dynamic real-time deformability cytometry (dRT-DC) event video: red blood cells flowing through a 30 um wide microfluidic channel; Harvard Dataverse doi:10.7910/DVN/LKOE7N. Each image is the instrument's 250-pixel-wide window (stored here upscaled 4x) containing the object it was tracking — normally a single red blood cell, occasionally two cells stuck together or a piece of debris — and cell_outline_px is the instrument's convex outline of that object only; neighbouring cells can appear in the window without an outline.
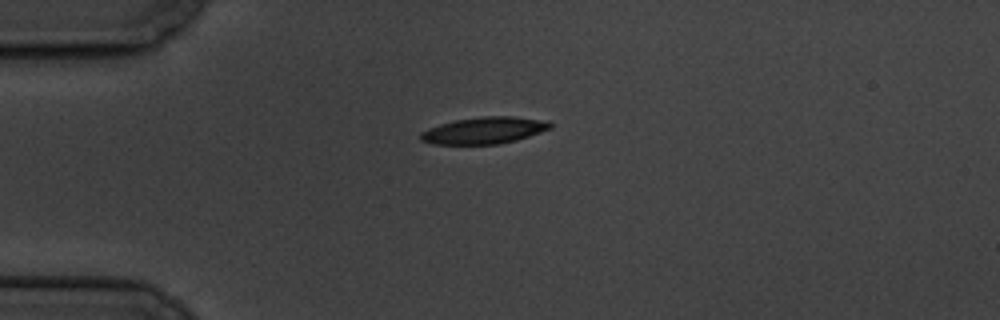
{"species": "common noctule bat (a hibernating species)", "species_latin": "Nyctalus noctula", "temperature_condition": "cold", "stored_images_in_passage": 4, "camera_frame_rate_fps": 3000, "um_per_image_px": 0.085, "animal": {"sex": "male", "body_mass_g": 19.5, "forearm_length_mm": 54.6}, "frame": {"image": 1, "passage_image": 1, "time_ms": 0.0, "image_size_px": [1000, 320], "cell_outline_px": [[552, 128], [516, 140], [500, 144], [432, 144], [420, 140], [420, 132], [428, 128], [440, 124], [456, 120], [484, 116], [512, 116], [548, 120], [552, 124]], "centroid_in_image_um": [41.16, 11.08], "position_along_channel_um": 43.8, "area_um2": 20.23}}
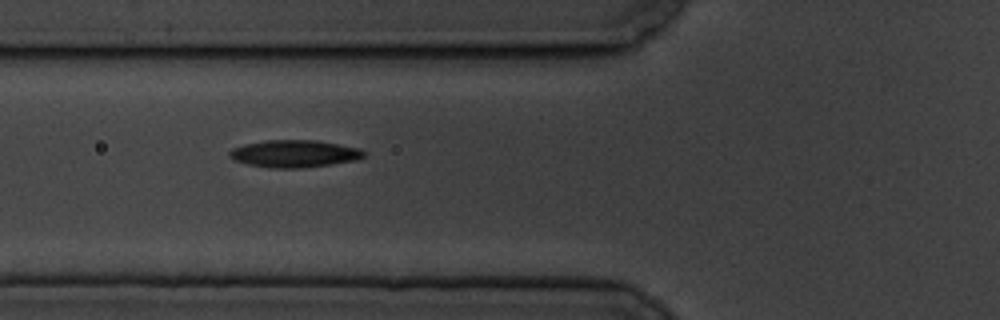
{"frame": {"image": 2, "passage_image": 3, "time_ms": 2.333, "image_size_px": [1000, 320], "cell_outline_px": [[364, 156], [356, 160], [332, 164], [300, 168], [268, 168], [248, 164], [232, 160], [228, 156], [228, 152], [232, 148], [244, 144], [268, 140], [316, 140], [360, 148], [364, 152]], "centroid_in_image_um": [24.98, 13.06], "position_along_channel_um": 100.8, "area_um2": 21.44}}
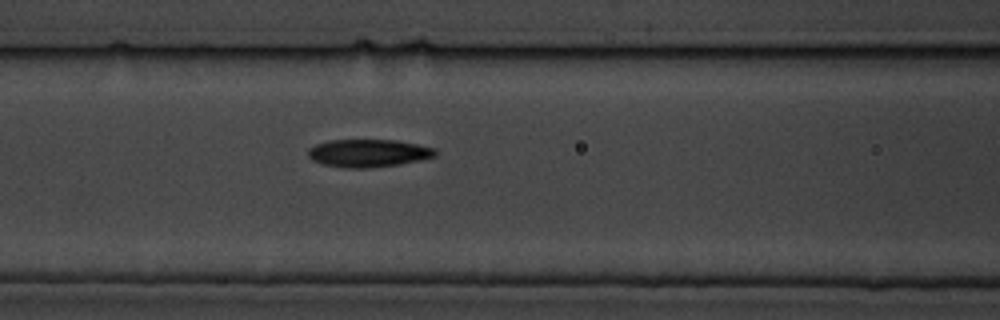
{"frame": {"image": 3, "passage_image": 4, "time_ms": 3.333, "image_size_px": [1000, 320], "cell_outline_px": [[436, 156], [420, 160], [400, 164], [368, 168], [344, 168], [324, 164], [312, 160], [308, 156], [308, 148], [316, 144], [328, 140], [396, 140], [436, 148]], "centroid_in_image_um": [31.3, 13.01], "position_along_channel_um": 135.3, "area_um2": 20.63}}